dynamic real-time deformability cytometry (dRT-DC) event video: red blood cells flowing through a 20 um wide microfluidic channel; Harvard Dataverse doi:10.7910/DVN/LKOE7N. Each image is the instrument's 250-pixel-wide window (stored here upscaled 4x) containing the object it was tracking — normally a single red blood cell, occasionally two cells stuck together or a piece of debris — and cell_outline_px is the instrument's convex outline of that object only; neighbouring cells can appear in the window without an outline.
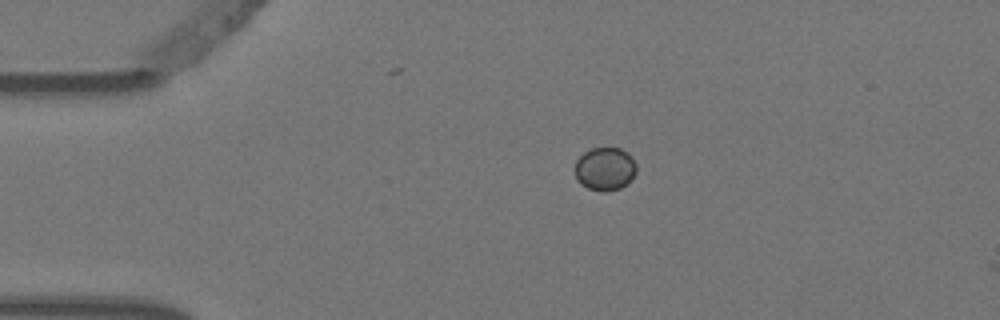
{"species": "Egyptian fruit bat (a non-hibernating species)", "species_latin": "Rousettus aegyptiacus", "temperature_condition": "warm", "stored_images_in_passage": 2, "camera_frame_rate_fps": 3000, "um_per_image_px": 0.085, "animal": {"sex": "female"}, "frame": {"image": 1, "passage_image": 1, "time_ms": 0.0, "image_size_px": [1000, 320], "cell_outline_px": [[636, 172], [632, 180], [628, 184], [620, 188], [604, 192], [588, 188], [580, 184], [576, 180], [576, 160], [584, 152], [592, 148], [620, 148], [628, 152], [632, 156], [636, 164]], "centroid_in_image_um": [51.45, 14.36], "position_along_channel_um": 33.6, "area_um2": 15.66}}